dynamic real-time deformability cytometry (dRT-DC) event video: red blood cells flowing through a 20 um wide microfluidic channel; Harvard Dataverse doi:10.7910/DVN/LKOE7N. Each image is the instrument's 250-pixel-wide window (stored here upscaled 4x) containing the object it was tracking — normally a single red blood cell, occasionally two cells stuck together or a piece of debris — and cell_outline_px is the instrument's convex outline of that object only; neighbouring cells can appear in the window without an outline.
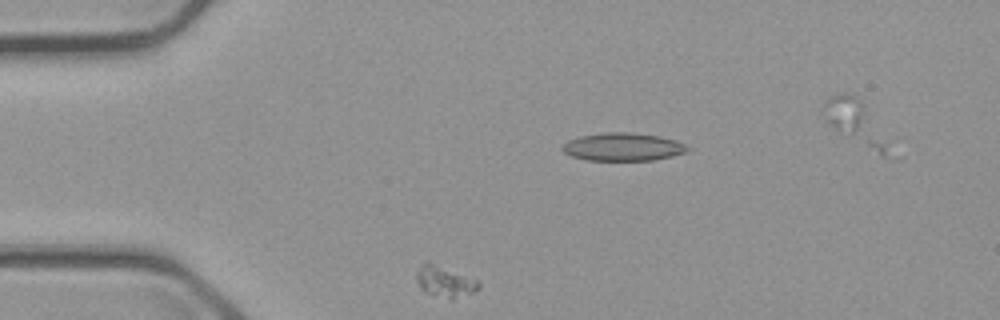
{"species": "common noctule bat (a hibernating species)", "species_latin": "Nyctalus noctula", "temperature_condition": "cold", "stored_images_in_passage": 41, "camera_frame_rate_fps": 3000, "um_per_image_px": 0.085, "animal": {"sex": "male", "body_mass_g": 23.1, "forearm_length_mm": 52.7}, "frame": {"image": 1, "passage_image": 3, "time_ms": 0.667, "image_size_px": [1000, 320], "cell_outline_px": [[480, 288], [476, 292], [452, 300], [424, 292], [420, 288], [416, 280], [416, 272], [420, 264], [432, 264], [476, 280], [480, 284]], "centroid_in_image_um": [37.81, 24.0], "position_along_channel_um": 47.2, "area_um2": 10.92}}
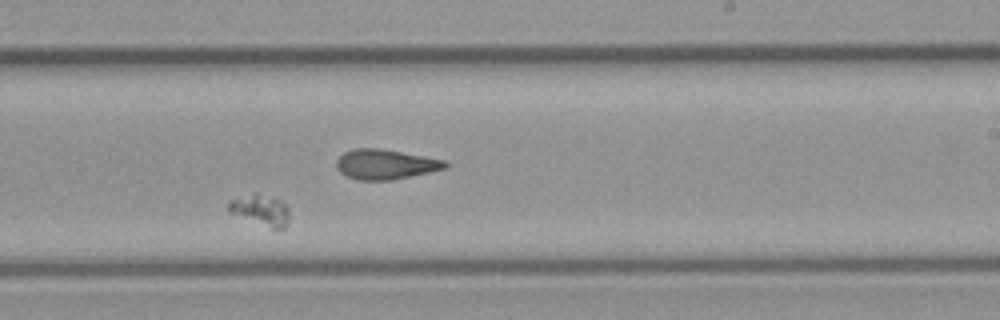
{"frame": {"image": 2, "passage_image": 25, "time_ms": 8.0, "image_size_px": [1000, 320], "cell_outline_px": [[288, 220], [284, 228], [272, 228], [228, 212], [228, 200], [256, 192], [284, 200], [288, 208]], "centroid_in_image_um": [22.16, 17.81], "position_along_channel_um": 266.8, "area_um2": 10.98}}
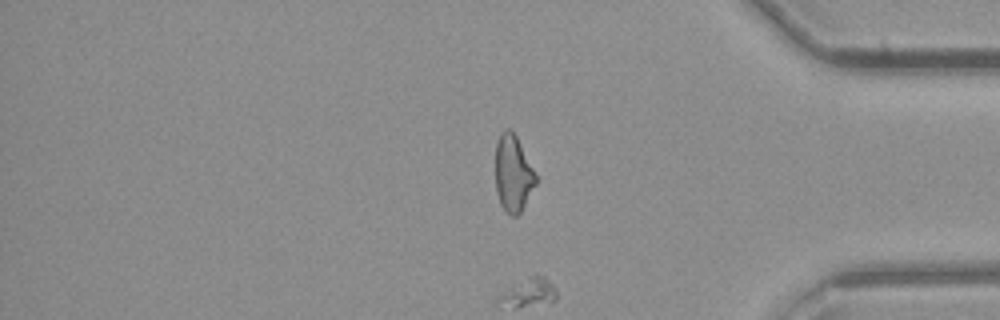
{"frame": {"image": 3, "passage_image": 38, "time_ms": 12.333, "image_size_px": [1000, 320], "cell_outline_px": [[536, 184], [520, 212], [516, 216], [512, 216], [500, 204], [496, 192], [496, 144], [500, 132], [504, 128], [508, 128], [516, 136], [536, 176]], "centroid_in_image_um": [43.59, 14.74], "position_along_channel_um": 391.6, "area_um2": 17.63}}